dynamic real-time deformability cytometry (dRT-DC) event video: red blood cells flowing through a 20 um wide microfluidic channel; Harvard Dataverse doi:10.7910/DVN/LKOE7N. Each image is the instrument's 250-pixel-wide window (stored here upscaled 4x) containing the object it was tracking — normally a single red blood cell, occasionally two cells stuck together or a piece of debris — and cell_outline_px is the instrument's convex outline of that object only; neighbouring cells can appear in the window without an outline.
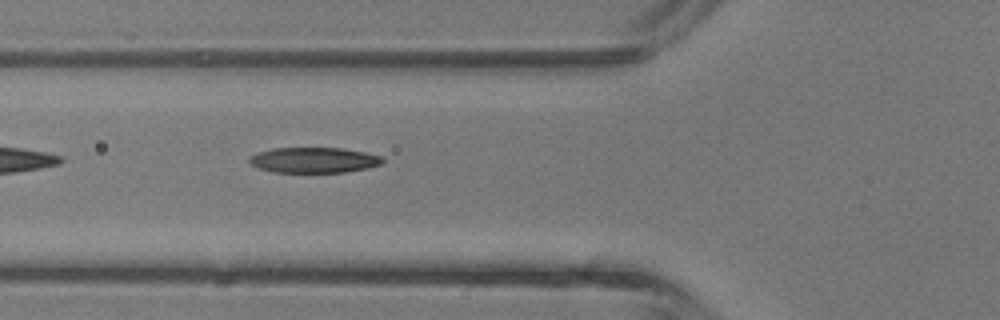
{"species": "common noctule bat (a hibernating species)", "species_latin": "Nyctalus noctula", "temperature_condition": "room temperature", "stored_images_in_passage": 3, "camera_frame_rate_fps": 3000, "um_per_image_px": 0.085, "animal": {"sex": "male", "body_mass_g": 13.3}, "frame": {"image": 1, "passage_image": 3, "time_ms": 0.667, "image_size_px": [1000, 320], "cell_outline_px": [[384, 164], [368, 168], [344, 172], [272, 172], [256, 168], [248, 164], [248, 160], [252, 156], [260, 152], [272, 148], [344, 148], [364, 152], [380, 156], [384, 160]], "centroid_in_image_um": [26.67, 13.61], "position_along_channel_um": 99.1, "area_um2": 19.88}}